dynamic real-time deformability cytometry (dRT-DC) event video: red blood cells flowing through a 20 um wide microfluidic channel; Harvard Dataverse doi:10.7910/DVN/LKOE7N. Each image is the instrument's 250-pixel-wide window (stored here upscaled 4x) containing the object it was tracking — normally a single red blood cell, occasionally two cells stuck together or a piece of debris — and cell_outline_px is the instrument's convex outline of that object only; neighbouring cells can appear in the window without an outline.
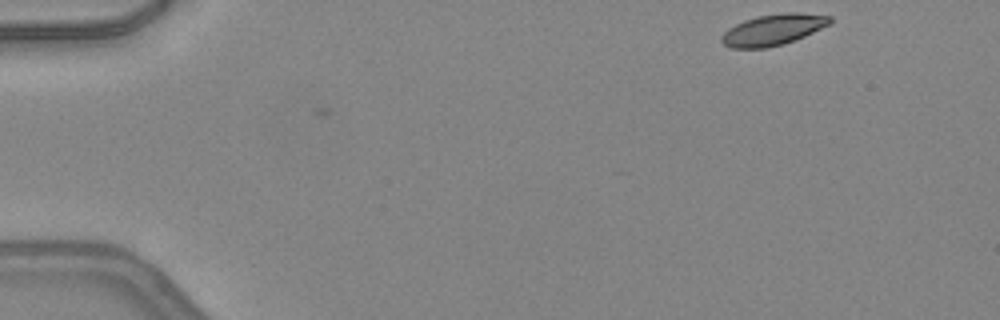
{"species": "common noctule bat (a hibernating species)", "species_latin": "Nyctalus noctula", "temperature_condition": "warm", "stored_images_in_passage": 2, "camera_frame_rate_fps": 3000, "um_per_image_px": 0.085, "animal": {"sex": "female", "body_mass_g": 24.6, "forearm_length_mm": 56.2}, "frame": {"image": 1, "passage_image": 1, "time_ms": 0.0, "image_size_px": [1000, 320], "cell_outline_px": [[832, 20], [828, 24], [796, 40], [784, 44], [768, 48], [732, 48], [724, 44], [720, 40], [720, 36], [728, 28], [744, 20], [756, 16], [784, 12], [796, 12], [832, 16]], "centroid_in_image_um": [65.68, 2.53], "position_along_channel_um": 19.3, "area_um2": 19.65}}